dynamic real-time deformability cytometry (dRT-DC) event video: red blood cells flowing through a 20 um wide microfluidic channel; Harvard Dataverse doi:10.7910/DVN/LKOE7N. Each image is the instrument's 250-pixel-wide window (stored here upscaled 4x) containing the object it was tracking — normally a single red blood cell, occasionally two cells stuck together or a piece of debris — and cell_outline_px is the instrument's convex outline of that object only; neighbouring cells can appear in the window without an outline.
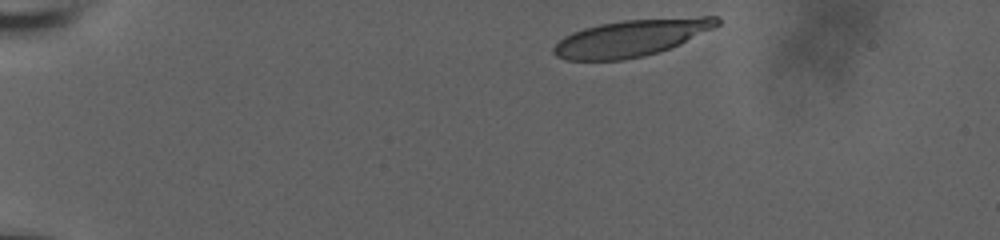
{"species": "human", "species_latin": "Homo sapiens", "temperature_condition": "room temperature", "stored_images_in_passage": 4, "camera_frame_rate_fps": 3000, "um_per_image_px": 0.085, "donor": {"sex": "male"}, "frame": {"image": 1, "passage_image": 1, "time_ms": 0.0, "image_size_px": [1000, 240], "cell_outline_px": [[720, 24], [680, 44], [660, 52], [644, 56], [624, 60], [564, 60], [556, 56], [552, 52], [552, 48], [564, 36], [572, 32], [584, 28], [600, 24], [624, 20], [700, 16], [720, 16]], "centroid_in_image_um": [53.65, 3.23], "position_along_channel_um": 31.3, "area_um2": 35.08}}